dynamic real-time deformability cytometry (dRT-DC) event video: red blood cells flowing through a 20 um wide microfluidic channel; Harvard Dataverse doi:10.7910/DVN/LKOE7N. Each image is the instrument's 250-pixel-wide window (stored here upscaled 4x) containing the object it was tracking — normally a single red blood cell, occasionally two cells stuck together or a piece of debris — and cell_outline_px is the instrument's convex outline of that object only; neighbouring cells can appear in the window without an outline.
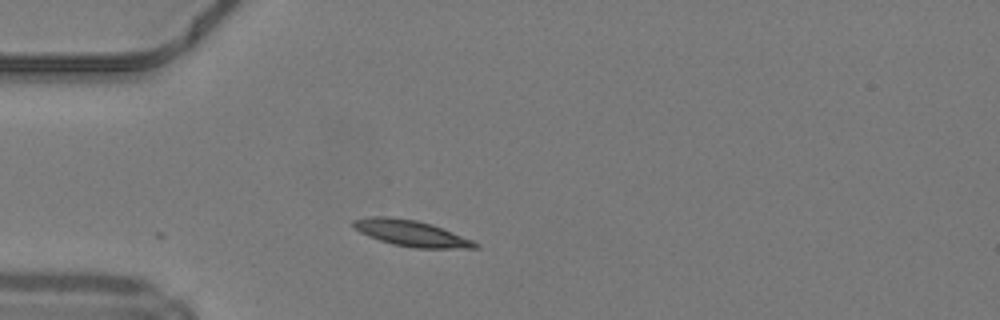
{"species": "common noctule bat (a hibernating species)", "species_latin": "Nyctalus noctula", "temperature_condition": "warm", "stored_images_in_passage": 6, "camera_frame_rate_fps": 3000, "um_per_image_px": 0.085, "animal": {"sex": "male", "body_mass_g": 19.2, "forearm_length_mm": 51.8}, "frame": {"image": 1, "passage_image": 1, "time_ms": 0.0, "image_size_px": [1000, 320], "cell_outline_px": [[480, 248], [416, 248], [392, 244], [368, 236], [360, 232], [352, 224], [352, 220], [372, 216], [388, 216], [416, 220], [432, 224], [472, 240], [480, 244]], "centroid_in_image_um": [34.95, 19.82], "position_along_channel_um": 50.0, "area_um2": 18.38}}
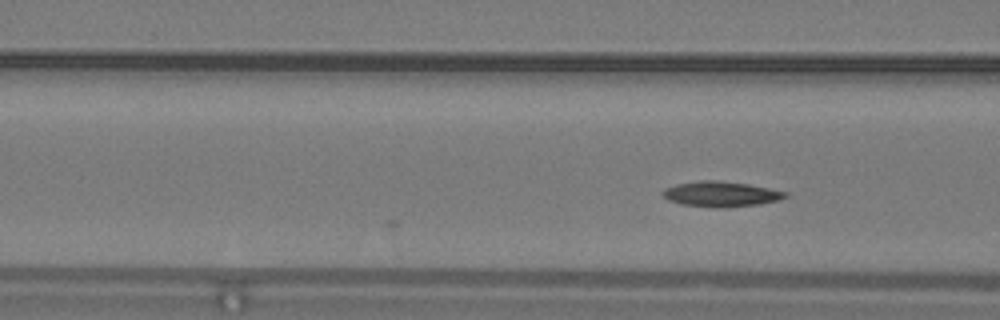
{"frame": {"image": 2, "passage_image": 6, "time_ms": 1.667, "image_size_px": [1000, 320], "cell_outline_px": [[788, 196], [780, 200], [760, 204], [724, 208], [712, 208], [680, 204], [668, 200], [660, 192], [664, 188], [676, 184], [700, 180], [716, 180], [748, 184], [788, 192]], "centroid_in_image_um": [61.26, 16.5], "position_along_channel_um": 105.3, "area_um2": 18.32}}